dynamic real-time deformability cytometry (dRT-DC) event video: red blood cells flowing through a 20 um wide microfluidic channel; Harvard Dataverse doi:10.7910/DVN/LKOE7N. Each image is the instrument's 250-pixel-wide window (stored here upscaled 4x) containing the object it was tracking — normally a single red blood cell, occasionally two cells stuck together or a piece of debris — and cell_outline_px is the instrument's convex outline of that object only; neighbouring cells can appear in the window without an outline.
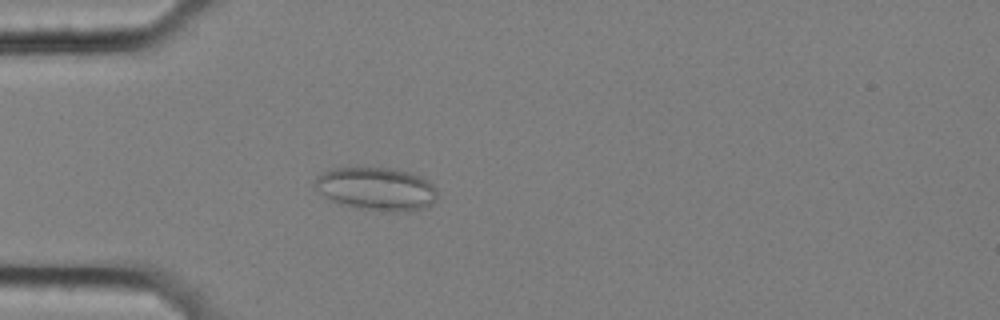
{"species": "common noctule bat (a hibernating species)", "species_latin": "Nyctalus noctula", "temperature_condition": "cold", "stored_images_in_passage": 50, "camera_frame_rate_fps": 3000, "um_per_image_px": 0.085, "animal": {"sex": "female", "body_mass_g": 25.1}, "frame": {"image": 1, "passage_image": 9, "time_ms": 2.667, "image_size_px": [1000, 320], "cell_outline_px": [[436, 200], [428, 208], [408, 212], [380, 212], [360, 208], [344, 204], [332, 200], [320, 192], [312, 184], [316, 176], [332, 168], [388, 168], [408, 172], [420, 176], [428, 180], [436, 188]], "centroid_in_image_um": [32.04, 16.07], "position_along_channel_um": 53.0, "area_um2": 30.92}}
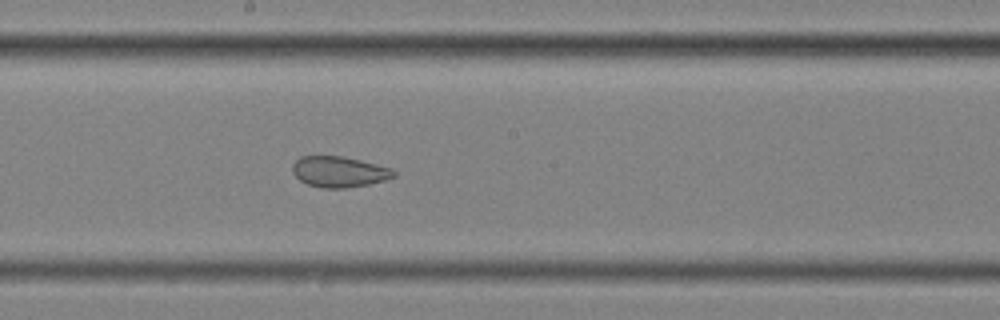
{"frame": {"image": 2, "passage_image": 24, "time_ms": 7.667, "image_size_px": [1000, 320], "cell_outline_px": [[396, 176], [384, 180], [368, 184], [344, 188], [324, 188], [308, 184], [300, 180], [292, 172], [292, 164], [300, 156], [344, 156], [392, 168], [396, 172]], "centroid_in_image_um": [28.82, 14.59], "position_along_channel_um": 219.4, "area_um2": 18.15}}
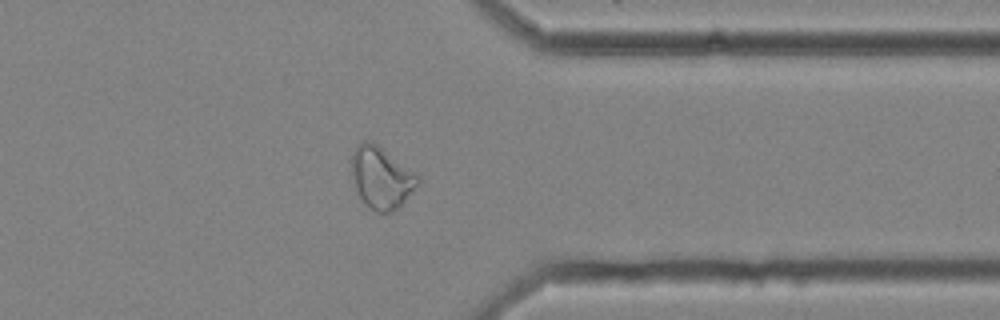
{"frame": {"image": 3, "passage_image": 38, "time_ms": 12.333, "image_size_px": [1000, 320], "cell_outline_px": [[420, 180], [404, 200], [392, 212], [376, 212], [364, 204], [356, 188], [352, 176], [352, 156], [356, 148], [364, 140], [372, 140], [416, 172], [420, 176]], "centroid_in_image_um": [32.41, 15.08], "position_along_channel_um": 379.0, "area_um2": 23.52}, "authors_computed_cell_mechanics": {"area_um2": 23.7269, "velocity_mm_per_s": 3.5182, "shape_relaxation_time_tau1_ms": null, "shape_relaxation_time_tau2_ms": 2.2609, "deformation_change_tau1": null, "deformation_change_tau2": 0.0839}}